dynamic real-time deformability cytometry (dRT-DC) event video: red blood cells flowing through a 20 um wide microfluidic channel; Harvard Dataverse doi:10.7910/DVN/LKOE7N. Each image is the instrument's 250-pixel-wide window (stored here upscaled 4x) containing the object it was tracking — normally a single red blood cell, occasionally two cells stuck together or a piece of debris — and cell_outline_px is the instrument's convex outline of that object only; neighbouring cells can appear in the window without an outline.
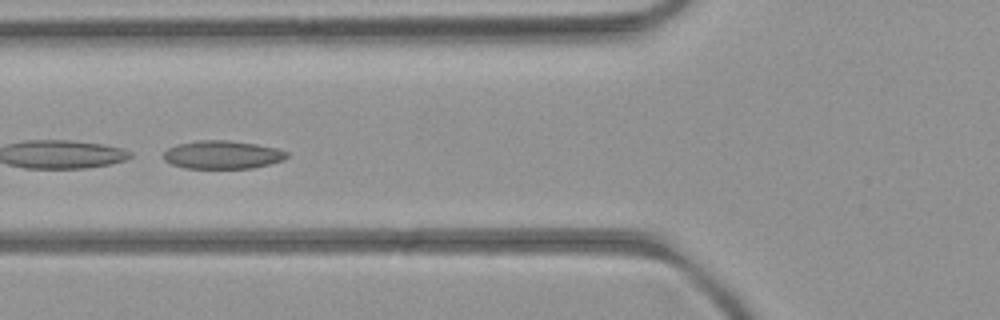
{"species": "common noctule bat (a hibernating species)", "species_latin": "Nyctalus noctula", "temperature_condition": "room temperature", "stored_images_in_passage": 12, "camera_frame_rate_fps": 3000, "um_per_image_px": 0.085, "animal": {"sex": "female", "body_mass_g": 21.9}, "frame": {"image": 1, "passage_image": 4, "time_ms": 1.0, "image_size_px": [1000, 320], "cell_outline_px": [[288, 156], [284, 160], [252, 168], [184, 168], [172, 164], [164, 160], [164, 152], [168, 148], [176, 144], [200, 140], [228, 140], [256, 144], [276, 148], [288, 152]], "centroid_in_image_um": [18.9, 13.15], "position_along_channel_um": 106.9, "area_um2": 20.23}}